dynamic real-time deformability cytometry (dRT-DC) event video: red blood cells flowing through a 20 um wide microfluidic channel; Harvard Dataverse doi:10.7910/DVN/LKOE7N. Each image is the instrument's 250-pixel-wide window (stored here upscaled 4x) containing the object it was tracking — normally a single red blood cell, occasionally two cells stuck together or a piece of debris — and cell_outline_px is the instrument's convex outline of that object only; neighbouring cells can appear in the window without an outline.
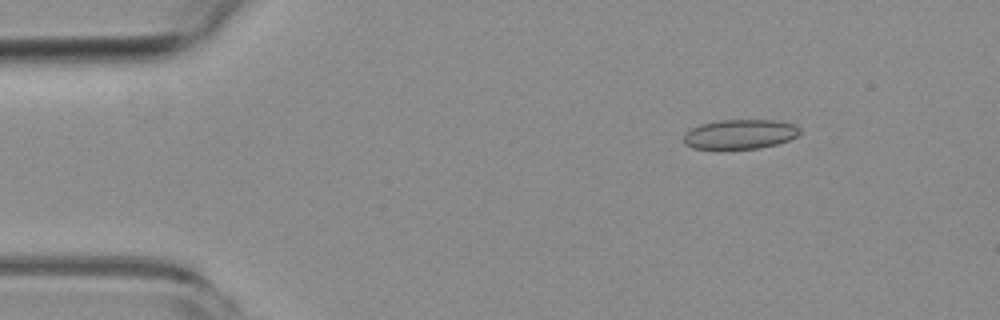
{"species": "common noctule bat (a hibernating species)", "species_latin": "Nyctalus noctula", "temperature_condition": "room temperature", "stored_images_in_passage": 6, "camera_frame_rate_fps": 3000, "um_per_image_px": 0.085, "animal": {"sex": "female", "body_mass_g": 19.3, "forearm_length_mm": 54.1}, "frame": {"image": 1, "passage_image": 3, "time_ms": 2.333, "image_size_px": [1000, 320], "cell_outline_px": [[800, 132], [796, 136], [788, 140], [776, 144], [760, 148], [720, 152], [692, 148], [684, 144], [684, 136], [692, 128], [700, 124], [720, 120], [772, 120], [796, 124], [800, 128]], "centroid_in_image_um": [62.86, 11.46], "position_along_channel_um": 22.1, "area_um2": 20.75}}